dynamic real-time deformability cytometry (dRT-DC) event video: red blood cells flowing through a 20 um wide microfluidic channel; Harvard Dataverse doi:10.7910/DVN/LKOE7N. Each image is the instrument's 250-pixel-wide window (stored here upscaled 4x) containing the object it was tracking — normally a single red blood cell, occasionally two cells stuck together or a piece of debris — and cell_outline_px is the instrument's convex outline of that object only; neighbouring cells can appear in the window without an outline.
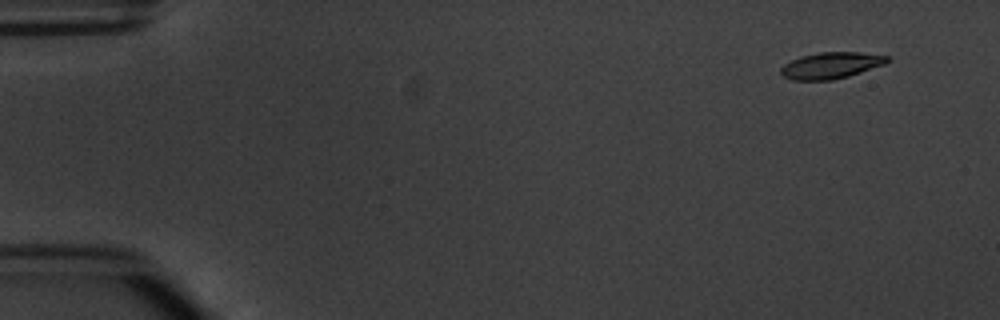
{"species": "common noctule bat (a hibernating species)", "species_latin": "Nyctalus noctula", "temperature_condition": "warm", "stored_images_in_passage": 5, "camera_frame_rate_fps": 3000, "um_per_image_px": 0.085, "animal": {"sex": "male", "body_mass_g": 20.1, "forearm_length_mm": 53.5}, "frame": {"image": 1, "passage_image": 1, "time_ms": 0.0, "image_size_px": [1000, 320], "cell_outline_px": [[888, 60], [884, 64], [848, 76], [832, 80], [792, 80], [784, 76], [780, 72], [780, 68], [784, 64], [800, 56], [820, 52], [860, 52], [888, 56]], "centroid_in_image_um": [70.59, 5.56], "position_along_channel_um": 14.4, "area_um2": 16.18}}
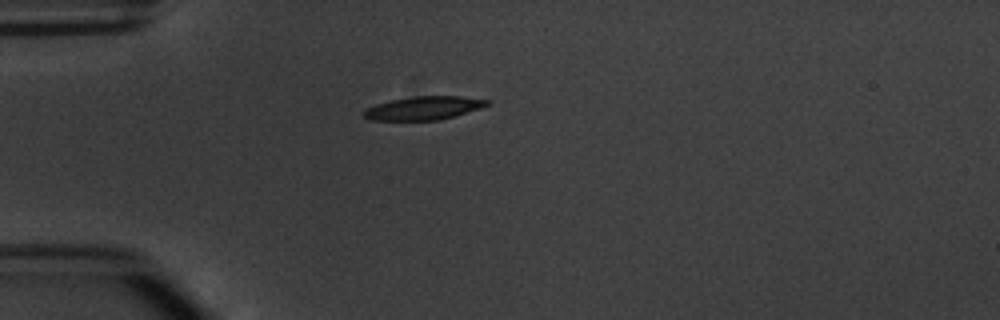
{"frame": {"image": 2, "passage_image": 4, "time_ms": 3.667, "image_size_px": [1000, 320], "cell_outline_px": [[492, 104], [480, 108], [440, 120], [372, 120], [364, 116], [360, 112], [364, 108], [376, 104], [392, 100], [416, 96], [460, 96], [492, 100]], "centroid_in_image_um": [36.02, 9.18], "position_along_channel_um": 49.0, "area_um2": 16.88}}